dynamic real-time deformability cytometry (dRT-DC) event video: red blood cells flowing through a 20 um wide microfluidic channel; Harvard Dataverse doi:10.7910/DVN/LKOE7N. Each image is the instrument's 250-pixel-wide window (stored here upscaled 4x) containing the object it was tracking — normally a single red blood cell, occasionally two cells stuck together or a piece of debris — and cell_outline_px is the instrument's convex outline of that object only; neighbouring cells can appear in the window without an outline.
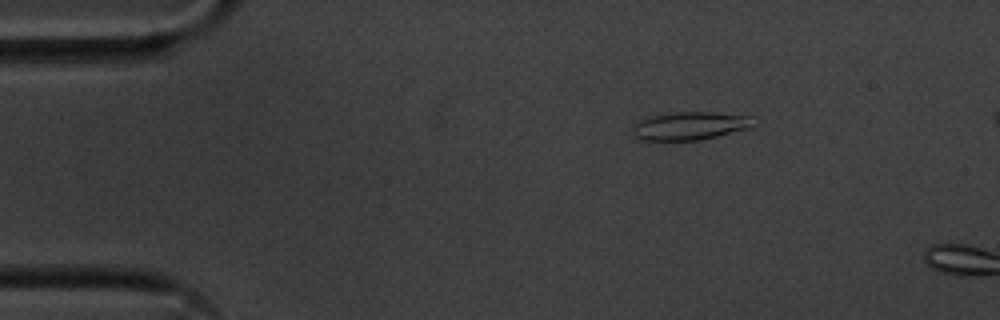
{"species": "common noctule bat (a hibernating species)", "species_latin": "Nyctalus noctula", "temperature_condition": "cold", "stored_images_in_passage": 5, "camera_frame_rate_fps": 3000, "um_per_image_px": 0.085, "animal": {"sex": "male", "body_mass_g": 20.1, "forearm_length_mm": 53.5}, "frame": {"image": 1, "passage_image": 2, "time_ms": 0.333, "image_size_px": [1000, 320], "cell_outline_px": [[756, 124], [748, 128], [700, 140], [640, 140], [636, 136], [636, 124], [640, 120], [652, 116], [676, 112], [712, 112], [748, 116]], "centroid_in_image_um": [58.68, 10.69], "position_along_channel_um": 26.3, "area_um2": 19.19}}